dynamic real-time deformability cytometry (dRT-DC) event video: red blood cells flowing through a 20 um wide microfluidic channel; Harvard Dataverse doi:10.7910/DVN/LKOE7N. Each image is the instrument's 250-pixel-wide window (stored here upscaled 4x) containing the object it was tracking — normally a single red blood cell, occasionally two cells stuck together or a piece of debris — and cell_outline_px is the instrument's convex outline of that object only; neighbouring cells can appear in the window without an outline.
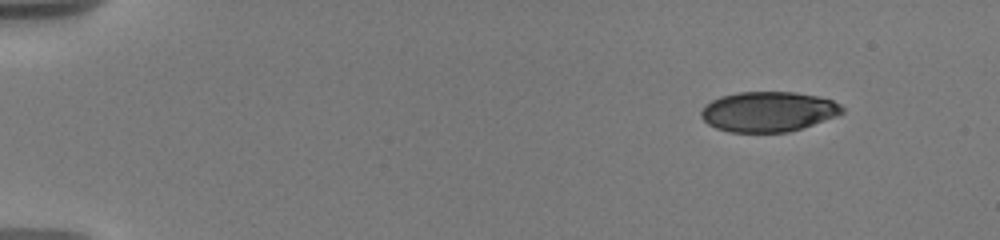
{"species": "human", "species_latin": "Homo sapiens", "temperature_condition": "warm", "stored_images_in_passage": 4, "camera_frame_rate_fps": 3000, "um_per_image_px": 0.085, "donor": {"sex": "male"}, "frame": {"image": 1, "passage_image": 1, "time_ms": 0.0, "image_size_px": [1000, 240], "cell_outline_px": [[844, 112], [836, 116], [788, 132], [728, 132], [716, 128], [708, 124], [700, 116], [700, 112], [704, 104], [720, 96], [736, 92], [796, 92], [820, 96], [832, 100], [840, 104], [844, 108]], "centroid_in_image_um": [65.27, 9.48], "position_along_channel_um": 19.7, "area_um2": 33.12}}
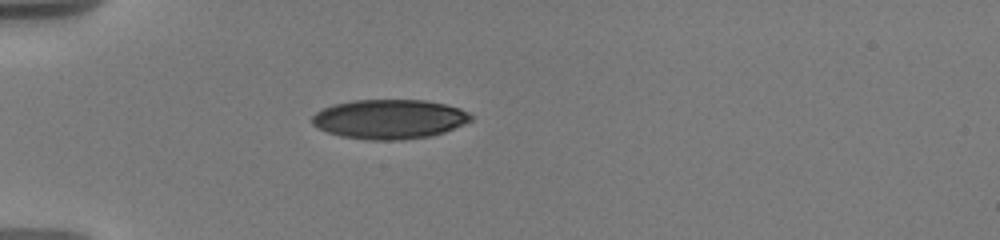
{"frame": {"image": 2, "passage_image": 4, "time_ms": 3.667, "image_size_px": [1000, 240], "cell_outline_px": [[472, 120], [464, 124], [444, 132], [432, 136], [392, 140], [372, 140], [340, 136], [328, 132], [312, 124], [312, 116], [316, 112], [332, 104], [352, 100], [424, 100], [444, 104], [460, 108], [468, 112], [472, 116]], "centroid_in_image_um": [33.1, 10.12], "position_along_channel_um": 51.9, "area_um2": 36.41}}